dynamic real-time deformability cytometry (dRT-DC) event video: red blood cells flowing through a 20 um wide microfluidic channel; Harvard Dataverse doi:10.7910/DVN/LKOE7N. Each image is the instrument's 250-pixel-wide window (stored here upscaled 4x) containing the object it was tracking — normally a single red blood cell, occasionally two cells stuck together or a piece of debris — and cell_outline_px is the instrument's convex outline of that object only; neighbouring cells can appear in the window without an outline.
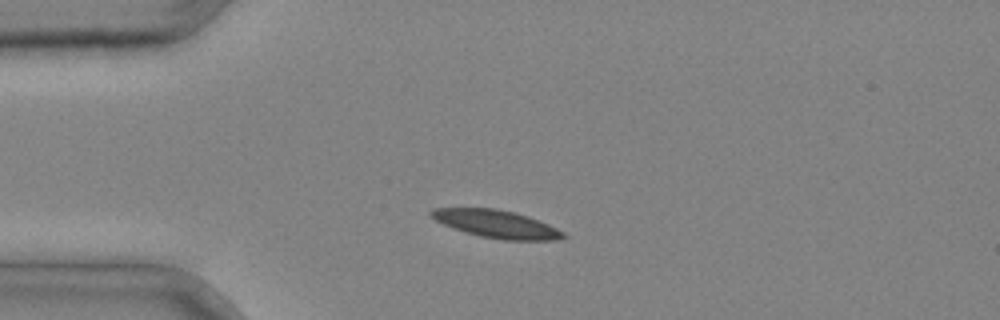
{"species": "common noctule bat (a hibernating species)", "species_latin": "Nyctalus noctula", "temperature_condition": "cold", "stored_images_in_passage": 1, "camera_frame_rate_fps": 3000, "um_per_image_px": 0.085, "animal": {"sex": "male", "body_mass_g": 20.4}, "frame": {"image": 1, "passage_image": 1, "time_ms": 0.0, "image_size_px": [1000, 320], "cell_outline_px": [[568, 236], [556, 240], [504, 240], [480, 236], [444, 224], [428, 216], [428, 212], [432, 208], [496, 208], [516, 212], [528, 216], [548, 224], [564, 232]], "centroid_in_image_um": [42.21, 19.03], "position_along_channel_um": 42.8, "area_um2": 21.27}}